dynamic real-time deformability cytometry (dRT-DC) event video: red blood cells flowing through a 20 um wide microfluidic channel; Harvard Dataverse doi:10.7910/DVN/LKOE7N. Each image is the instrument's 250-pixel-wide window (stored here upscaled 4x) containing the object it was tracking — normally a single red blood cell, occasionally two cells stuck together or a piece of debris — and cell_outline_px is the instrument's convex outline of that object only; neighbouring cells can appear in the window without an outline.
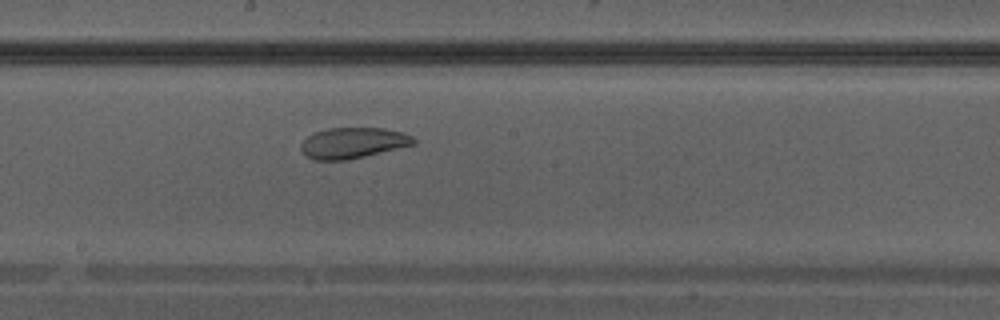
{"species": "Egyptian fruit bat (a non-hibernating species)", "species_latin": "Rousettus aegyptiacus", "temperature_condition": "warm", "stored_images_in_passage": 25, "camera_frame_rate_fps": 3000, "um_per_image_px": 0.085, "animal": {"sex": "male"}, "frame": {"image": 1, "passage_image": 11, "time_ms": 3.333, "image_size_px": [1000, 320], "cell_outline_px": [[416, 144], [348, 160], [312, 160], [304, 156], [300, 148], [300, 144], [312, 132], [328, 128], [384, 128], [404, 132], [412, 136], [416, 140]], "centroid_in_image_um": [29.98, 12.15], "position_along_channel_um": 218.2, "area_um2": 20.52}}